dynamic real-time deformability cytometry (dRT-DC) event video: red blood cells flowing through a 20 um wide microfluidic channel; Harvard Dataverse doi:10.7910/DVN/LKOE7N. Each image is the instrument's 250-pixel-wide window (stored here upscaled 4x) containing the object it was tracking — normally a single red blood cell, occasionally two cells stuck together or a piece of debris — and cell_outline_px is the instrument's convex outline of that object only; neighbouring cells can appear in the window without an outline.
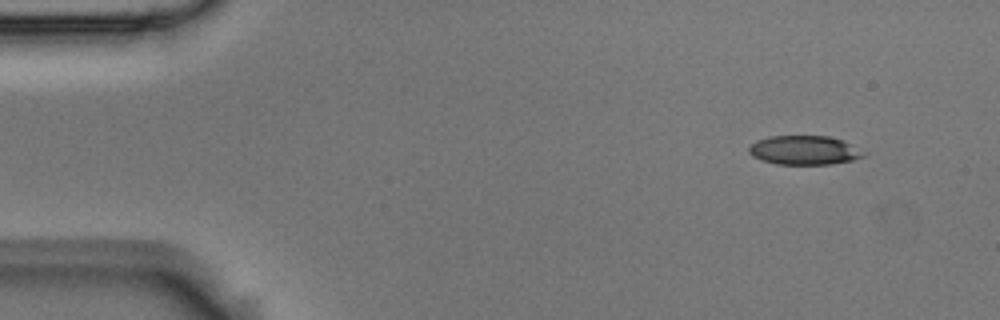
{"species": "Egyptian fruit bat (a non-hibernating species)", "species_latin": "Rousettus aegyptiacus", "temperature_condition": "room temperature", "stored_images_in_passage": 4, "camera_frame_rate_fps": 3000, "um_per_image_px": 0.085, "animal": {"sex": "male"}, "frame": {"image": 1, "passage_image": 1, "time_ms": 0.0, "image_size_px": [1000, 320], "cell_outline_px": [[868, 152], [864, 156], [852, 160], [828, 164], [776, 164], [752, 156], [748, 152], [748, 148], [756, 140], [768, 136], [828, 136], [844, 140]], "centroid_in_image_um": [68.39, 12.75], "position_along_channel_um": 16.6, "area_um2": 19.54}}
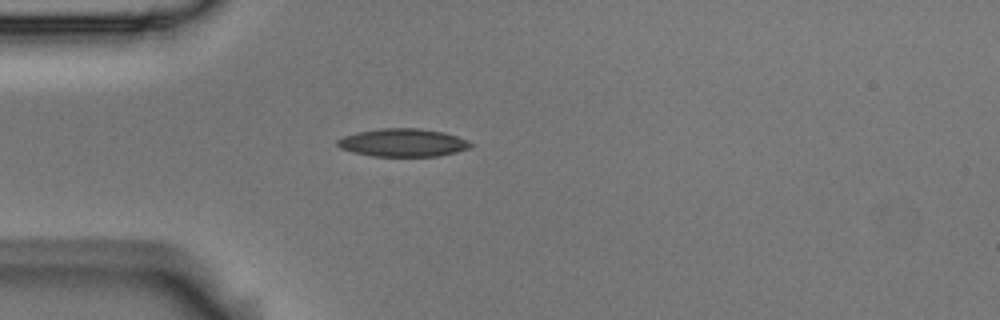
{"frame": {"image": 2, "passage_image": 3, "time_ms": 0.667, "image_size_px": [1000, 320], "cell_outline_px": [[476, 144], [468, 148], [456, 152], [436, 156], [372, 156], [352, 152], [340, 148], [336, 144], [336, 140], [344, 136], [356, 132], [380, 128], [420, 128], [444, 132], [468, 140]], "centroid_in_image_um": [34.24, 12.12], "position_along_channel_um": 50.8, "area_um2": 21.85}}